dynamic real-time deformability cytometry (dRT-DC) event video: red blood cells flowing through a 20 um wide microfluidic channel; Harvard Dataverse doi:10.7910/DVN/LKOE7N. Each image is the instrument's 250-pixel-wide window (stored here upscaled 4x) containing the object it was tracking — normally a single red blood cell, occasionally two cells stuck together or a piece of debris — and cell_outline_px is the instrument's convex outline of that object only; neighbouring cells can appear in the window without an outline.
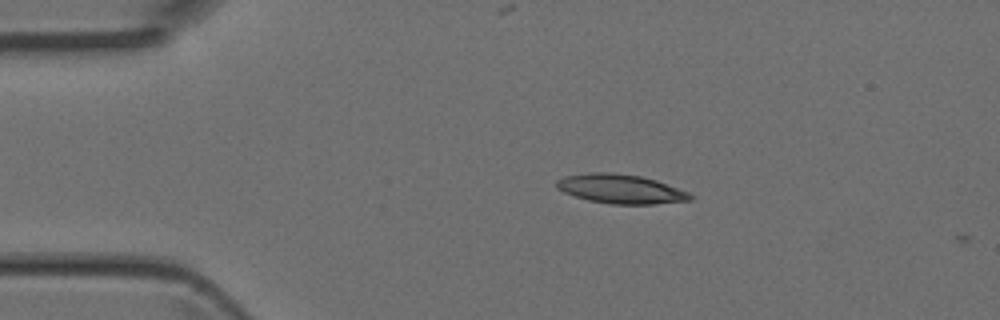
{"species": "Egyptian fruit bat (a non-hibernating species)", "species_latin": "Rousettus aegyptiacus", "temperature_condition": "room temperature", "stored_images_in_passage": 3, "camera_frame_rate_fps": 3000, "um_per_image_px": 0.085, "animal": {"sex": "female"}, "frame": {"image": 1, "passage_image": 2, "time_ms": 0.333, "image_size_px": [1000, 320], "cell_outline_px": [[692, 200], [652, 204], [612, 204], [588, 200], [564, 192], [556, 188], [556, 180], [564, 176], [588, 172], [608, 172], [640, 176], [656, 180], [688, 192], [692, 196]], "centroid_in_image_um": [52.72, 16.05], "position_along_channel_um": 32.3, "area_um2": 22.6}}